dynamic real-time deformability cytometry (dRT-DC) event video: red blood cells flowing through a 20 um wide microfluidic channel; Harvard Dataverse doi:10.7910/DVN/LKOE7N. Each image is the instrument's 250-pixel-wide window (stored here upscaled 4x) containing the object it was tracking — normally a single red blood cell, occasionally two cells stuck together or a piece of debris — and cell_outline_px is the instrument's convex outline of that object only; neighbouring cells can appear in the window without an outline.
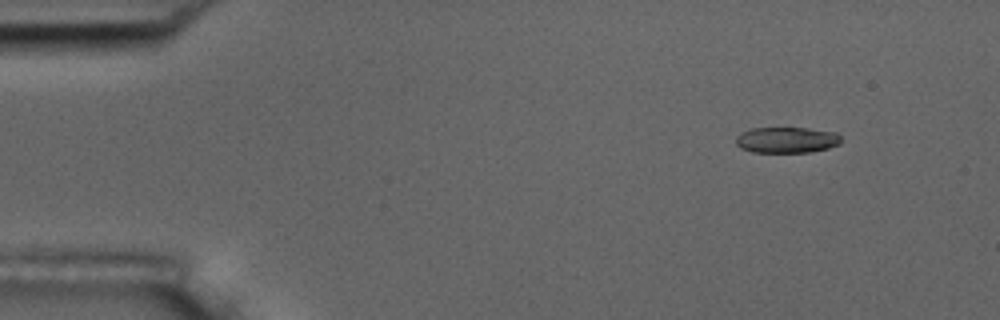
{"species": "common noctule bat (a hibernating species)", "species_latin": "Nyctalus noctula", "temperature_condition": "room temperature", "stored_images_in_passage": 5, "camera_frame_rate_fps": 3000, "um_per_image_px": 0.085, "animal": {"sex": "male", "body_mass_g": 17.5, "forearm_length_mm": 52.3}, "frame": {"image": 1, "passage_image": 2, "time_ms": 1.333, "image_size_px": [1000, 320], "cell_outline_px": [[840, 144], [828, 148], [808, 152], [752, 152], [740, 148], [736, 144], [736, 136], [740, 132], [752, 128], [808, 128], [836, 132], [840, 136]], "centroid_in_image_um": [66.84, 11.89], "position_along_channel_um": 18.2, "area_um2": 15.95}}
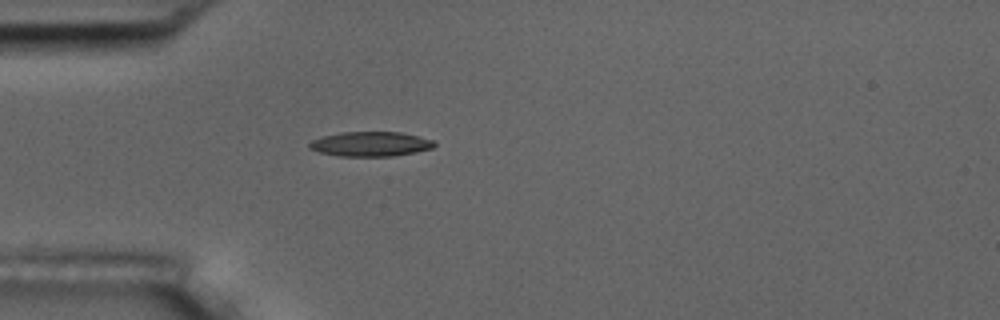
{"frame": {"image": 2, "passage_image": 5, "time_ms": 4.667, "image_size_px": [1000, 320], "cell_outline_px": [[436, 144], [432, 148], [416, 152], [392, 156], [340, 156], [320, 152], [308, 148], [308, 144], [312, 140], [324, 136], [340, 132], [400, 132], [432, 140]], "centroid_in_image_um": [31.47, 12.24], "position_along_channel_um": 53.5, "area_um2": 17.8}}